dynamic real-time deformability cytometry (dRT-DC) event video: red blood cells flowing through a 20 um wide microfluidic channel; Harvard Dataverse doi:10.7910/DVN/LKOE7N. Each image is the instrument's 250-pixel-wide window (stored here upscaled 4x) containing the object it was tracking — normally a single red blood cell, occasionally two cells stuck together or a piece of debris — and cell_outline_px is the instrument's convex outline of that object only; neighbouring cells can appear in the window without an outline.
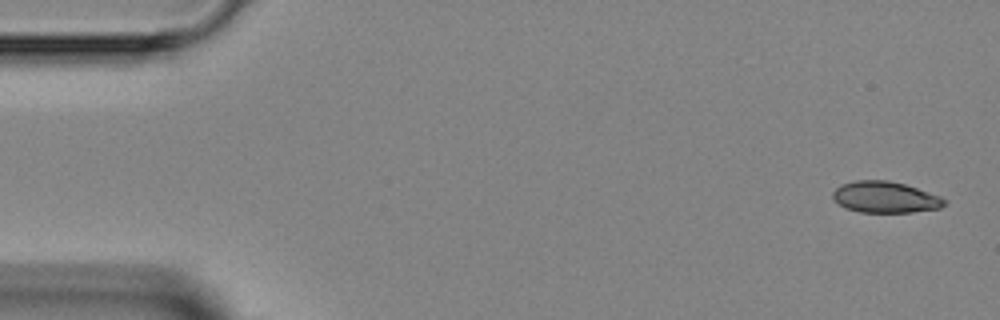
{"species": "Egyptian fruit bat (a non-hibernating species)", "species_latin": "Rousettus aegyptiacus", "temperature_condition": "room temperature", "stored_images_in_passage": 5, "camera_frame_rate_fps": 3000, "um_per_image_px": 0.085, "animal": {"sex": "female"}, "frame": {"image": 1, "passage_image": 1, "time_ms": 0.0, "image_size_px": [1000, 320], "cell_outline_px": [[948, 204], [940, 208], [912, 212], [860, 212], [844, 208], [832, 200], [832, 192], [840, 184], [856, 180], [888, 180], [904, 184], [940, 196], [948, 200]], "centroid_in_image_um": [75.22, 16.76], "position_along_channel_um": 9.8, "area_um2": 20.58}}
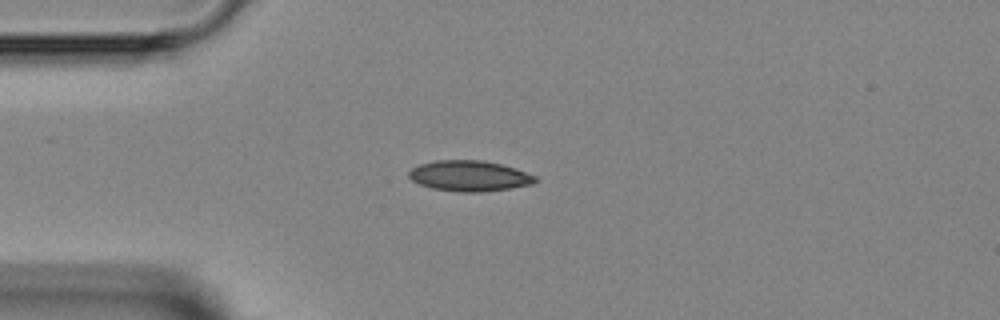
{"frame": {"image": 2, "passage_image": 4, "time_ms": 3.333, "image_size_px": [1000, 320], "cell_outline_px": [[540, 180], [532, 184], [484, 192], [456, 192], [432, 188], [420, 184], [412, 180], [408, 176], [408, 172], [412, 168], [420, 164], [436, 160], [484, 160], [500, 164], [536, 176]], "centroid_in_image_um": [39.88, 14.95], "position_along_channel_um": 45.1, "area_um2": 22.48}}